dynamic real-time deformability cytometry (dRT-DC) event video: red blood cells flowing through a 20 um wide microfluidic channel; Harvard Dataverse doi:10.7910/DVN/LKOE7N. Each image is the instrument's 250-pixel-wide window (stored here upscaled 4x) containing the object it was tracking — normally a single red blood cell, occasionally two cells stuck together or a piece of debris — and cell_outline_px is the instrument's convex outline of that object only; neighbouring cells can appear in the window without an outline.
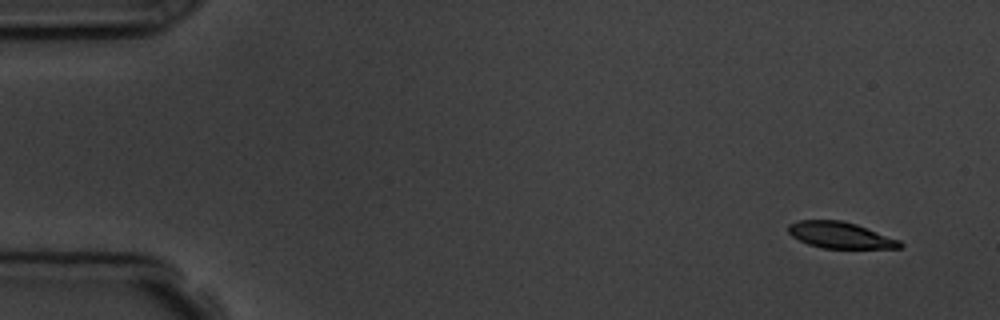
{"species": "common noctule bat (a hibernating species)", "species_latin": "Nyctalus noctula", "temperature_condition": "room temperature", "stored_images_in_passage": 15, "camera_frame_rate_fps": 3000, "um_per_image_px": 0.085, "animal": {"sex": "male", "body_mass_g": 19.5, "forearm_length_mm": 54.6}, "frame": {"image": 1, "passage_image": 1, "time_ms": 0.0, "image_size_px": [1000, 320], "cell_outline_px": [[904, 244], [900, 248], [824, 248], [808, 244], [792, 236], [788, 232], [788, 224], [800, 220], [840, 220], [856, 224], [900, 240]], "centroid_in_image_um": [71.42, 19.98], "position_along_channel_um": 13.6, "area_um2": 16.99}}
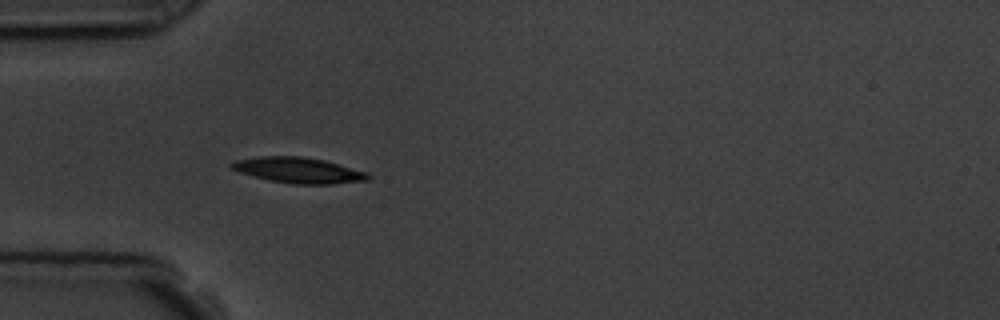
{"frame": {"image": 2, "passage_image": 5, "time_ms": 4.333, "image_size_px": [1000, 320], "cell_outline_px": [[372, 176], [368, 180], [332, 184], [292, 184], [268, 180], [240, 172], [232, 168], [228, 164], [232, 160], [260, 156], [300, 156], [324, 160], [368, 172]], "centroid_in_image_um": [25.36, 14.47], "position_along_channel_um": 59.6, "area_um2": 20.52}}
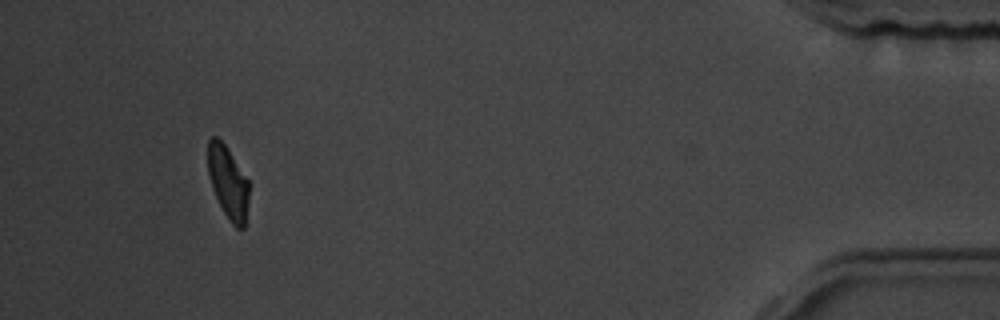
{"frame": {"image": 3, "passage_image": 15, "time_ms": 15.667, "image_size_px": [1000, 320], "cell_outline_px": [[248, 204], [244, 228], [236, 228], [228, 220], [212, 188], [208, 172], [208, 140], [212, 136], [216, 136], [224, 144], [248, 180]], "centroid_in_image_um": [19.38, 15.52], "position_along_channel_um": 415.8, "area_um2": 17.05}, "authors_computed_cell_mechanics": {"area_um2": 18.6694, "velocity_mm_per_s": 3.782, "shape_relaxation_time_tau1_ms": 1.9227, "shape_relaxation_time_tau2_ms": 3.3518, "deformation_change_tau1": 0.108, "deformation_change_tau2": 0.0941}}